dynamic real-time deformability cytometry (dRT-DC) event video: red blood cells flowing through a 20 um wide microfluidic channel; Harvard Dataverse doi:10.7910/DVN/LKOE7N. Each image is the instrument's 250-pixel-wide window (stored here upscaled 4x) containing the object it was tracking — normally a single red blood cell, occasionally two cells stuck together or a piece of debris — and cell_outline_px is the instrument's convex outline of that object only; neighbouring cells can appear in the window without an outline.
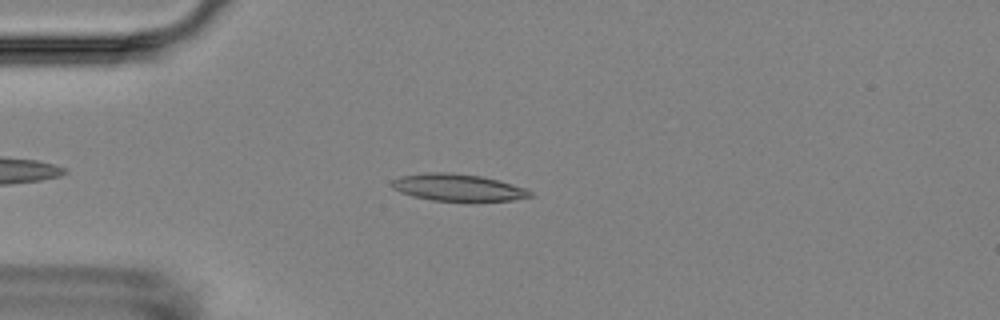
{"species": "Egyptian fruit bat (a non-hibernating species)", "species_latin": "Rousettus aegyptiacus", "temperature_condition": "room temperature", "stored_images_in_passage": 3, "camera_frame_rate_fps": 3000, "um_per_image_px": 0.085, "animal": {"sex": "female"}, "frame": {"image": 1, "passage_image": 2, "time_ms": 1.0, "image_size_px": [1000, 320], "cell_outline_px": [[532, 196], [512, 200], [468, 204], [432, 200], [412, 196], [400, 192], [392, 188], [392, 180], [400, 176], [428, 172], [448, 172], [480, 176], [496, 180], [524, 188], [532, 192]], "centroid_in_image_um": [38.91, 15.98], "position_along_channel_um": 46.1, "area_um2": 22.43}}